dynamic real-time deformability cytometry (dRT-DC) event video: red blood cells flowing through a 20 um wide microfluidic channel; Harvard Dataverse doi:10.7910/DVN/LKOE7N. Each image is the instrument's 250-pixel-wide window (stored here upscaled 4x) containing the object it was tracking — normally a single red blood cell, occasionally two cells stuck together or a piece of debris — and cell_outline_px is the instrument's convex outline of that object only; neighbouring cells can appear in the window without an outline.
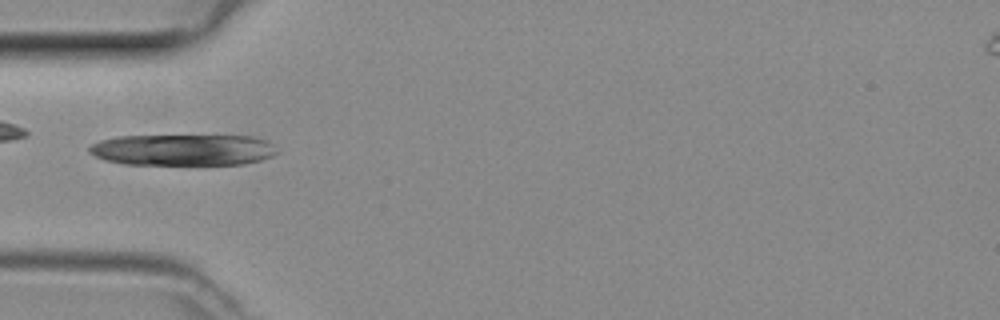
{"species": "common noctule bat (a hibernating species)", "species_latin": "Nyctalus noctula", "temperature_condition": "room temperature", "stored_images_in_passage": 29, "camera_frame_rate_fps": 3000, "um_per_image_px": 0.085, "animal": {"sex": "female", "body_mass_g": 29.2, "forearm_length_mm": 56.3}, "frame": {"image": 1, "passage_image": 1, "time_ms": 0.0, "image_size_px": [1000, 320], "cell_outline_px": [[280, 152], [272, 156], [260, 160], [244, 164], [124, 164], [104, 160], [88, 152], [88, 148], [92, 144], [100, 140], [116, 136], [256, 136], [268, 140]], "centroid_in_image_um": [15.58, 12.73], "position_along_channel_um": 69.4, "area_um2": 34.39}}
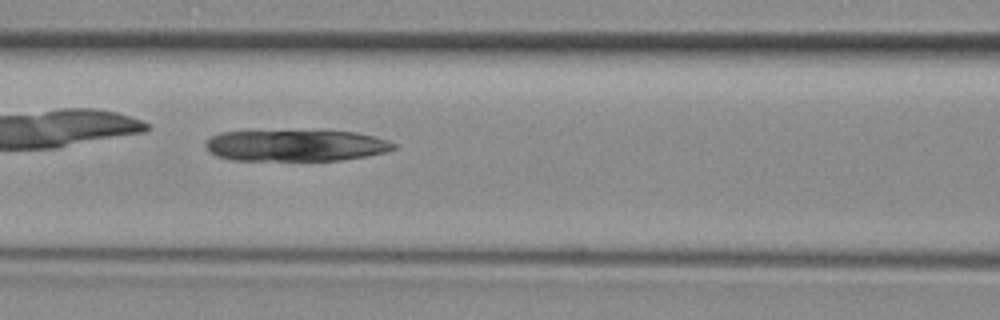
{"frame": {"image": 2, "passage_image": 6, "time_ms": 1.667, "image_size_px": [1000, 320], "cell_outline_px": [[396, 148], [388, 152], [368, 156], [340, 160], [232, 160], [216, 156], [208, 152], [204, 144], [212, 136], [220, 132], [356, 132], [388, 140], [396, 144]], "centroid_in_image_um": [25.16, 12.39], "position_along_channel_um": 141.4, "area_um2": 33.99}}